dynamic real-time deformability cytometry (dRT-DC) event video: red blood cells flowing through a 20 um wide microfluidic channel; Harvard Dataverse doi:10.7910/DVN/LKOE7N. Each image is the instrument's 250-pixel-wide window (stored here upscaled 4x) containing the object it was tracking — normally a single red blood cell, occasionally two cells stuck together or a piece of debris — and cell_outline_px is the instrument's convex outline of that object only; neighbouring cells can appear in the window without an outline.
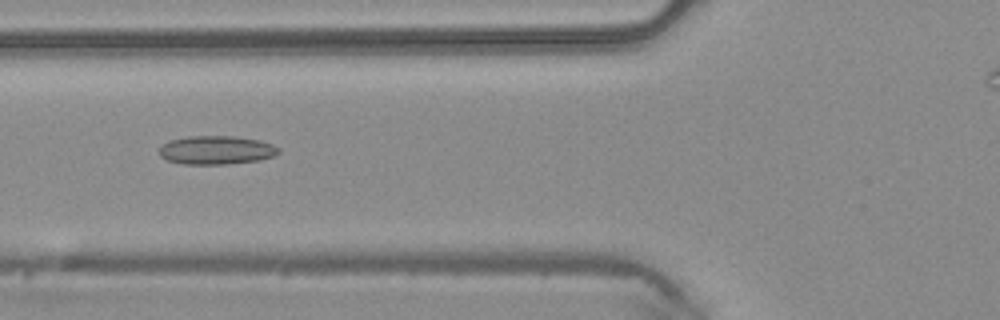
{"species": "common noctule bat (a hibernating species)", "species_latin": "Nyctalus noctula", "temperature_condition": "warm", "stored_images_in_passage": 33, "camera_frame_rate_fps": 3000, "um_per_image_px": 0.085, "animal": {"sex": "male", "body_mass_g": 20.4}, "frame": {"image": 1, "passage_image": 7, "time_ms": 2.0, "image_size_px": [1000, 320], "cell_outline_px": [[280, 152], [272, 156], [260, 160], [228, 164], [184, 164], [168, 160], [160, 156], [160, 148], [164, 144], [172, 140], [188, 136], [236, 136], [260, 140], [272, 144], [280, 148]], "centroid_in_image_um": [18.43, 12.75], "position_along_channel_um": 107.4, "area_um2": 19.83}}
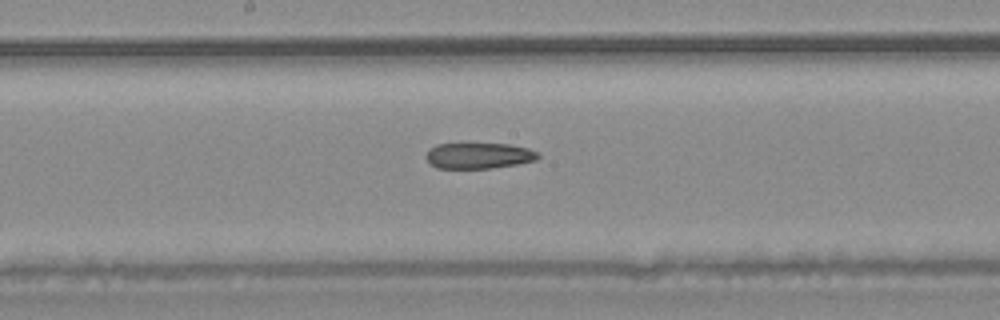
{"frame": {"image": 2, "passage_image": 14, "time_ms": 4.333, "image_size_px": [1000, 320], "cell_outline_px": [[540, 156], [536, 160], [516, 164], [492, 168], [436, 168], [424, 156], [436, 144], [512, 144], [528, 148], [540, 152]], "centroid_in_image_um": [40.74, 13.23], "position_along_channel_um": 207.5, "area_um2": 16.82}}
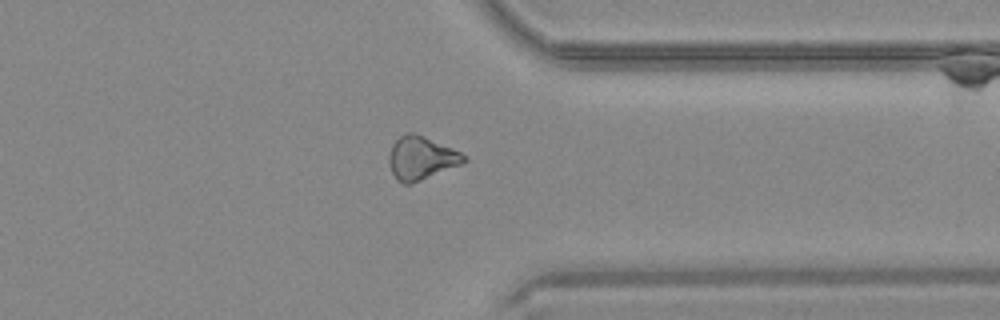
{"frame": {"image": 3, "passage_image": 26, "time_ms": 8.333, "image_size_px": [1000, 320], "cell_outline_px": [[468, 160], [460, 164], [420, 180], [408, 184], [404, 184], [392, 172], [388, 160], [388, 156], [392, 144], [400, 136], [408, 132], [412, 132], [424, 136], [452, 148], [468, 156]], "centroid_in_image_um": [35.8, 13.4], "position_along_channel_um": 375.6, "area_um2": 18.5}}